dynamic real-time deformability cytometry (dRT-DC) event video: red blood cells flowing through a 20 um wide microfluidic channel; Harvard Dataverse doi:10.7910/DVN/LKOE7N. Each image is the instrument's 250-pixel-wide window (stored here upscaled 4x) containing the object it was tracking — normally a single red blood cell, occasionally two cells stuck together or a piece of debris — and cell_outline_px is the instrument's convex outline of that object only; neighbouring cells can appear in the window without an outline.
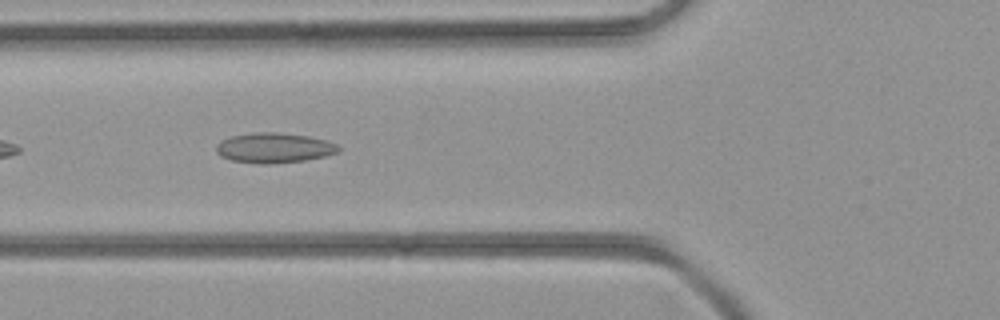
{"species": "common noctule bat (a hibernating species)", "species_latin": "Nyctalus noctula", "temperature_condition": "room temperature", "stored_images_in_passage": 27, "camera_frame_rate_fps": 3000, "um_per_image_px": 0.085, "animal": {"sex": "female", "body_mass_g": 21.9}, "frame": {"image": 1, "passage_image": 7, "time_ms": 2.0, "image_size_px": [1000, 320], "cell_outline_px": [[340, 152], [324, 156], [304, 160], [272, 164], [260, 164], [232, 160], [220, 156], [216, 152], [216, 144], [220, 140], [232, 136], [256, 132], [276, 132], [308, 136], [328, 140], [336, 144], [340, 148]], "centroid_in_image_um": [23.29, 12.57], "position_along_channel_um": 102.5, "area_um2": 21.5}}
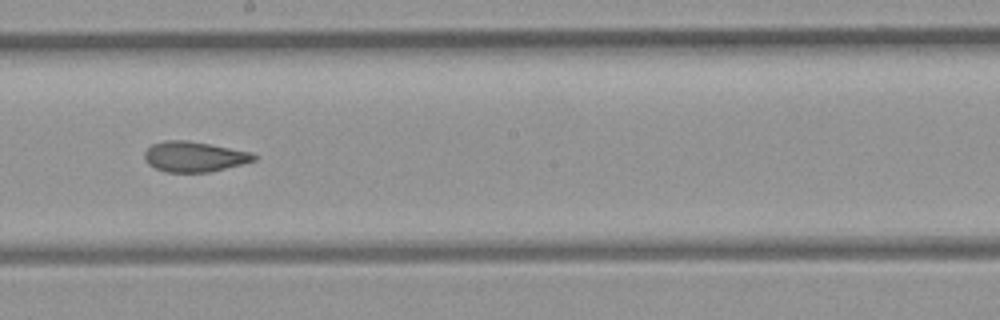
{"frame": {"image": 2, "passage_image": 15, "time_ms": 4.667, "image_size_px": [1000, 320], "cell_outline_px": [[256, 160], [208, 172], [168, 172], [156, 168], [148, 164], [144, 160], [144, 152], [152, 144], [164, 140], [188, 140], [252, 152], [256, 156]], "centroid_in_image_um": [16.47, 13.3], "position_along_channel_um": 231.7, "area_um2": 19.19}}
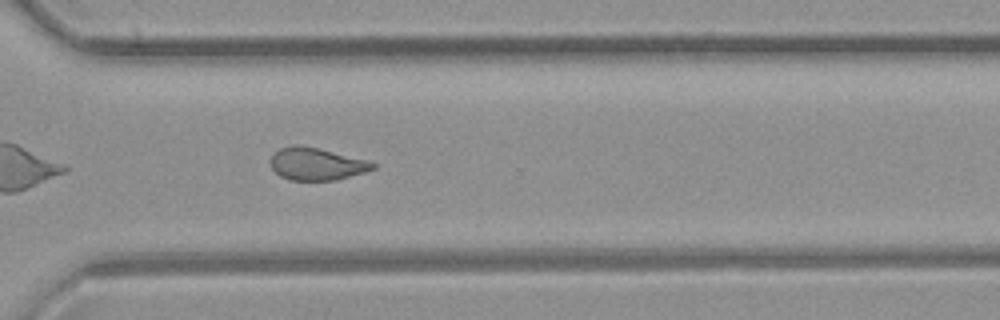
{"frame": {"image": 3, "passage_image": 22, "time_ms": 7.0, "image_size_px": [1000, 320], "cell_outline_px": [[376, 168], [364, 172], [336, 180], [288, 180], [280, 176], [272, 168], [272, 156], [280, 148], [292, 144], [296, 144], [316, 148], [364, 160], [376, 164]], "centroid_in_image_um": [26.87, 13.95], "position_along_channel_um": 343.7, "area_um2": 18.84}}